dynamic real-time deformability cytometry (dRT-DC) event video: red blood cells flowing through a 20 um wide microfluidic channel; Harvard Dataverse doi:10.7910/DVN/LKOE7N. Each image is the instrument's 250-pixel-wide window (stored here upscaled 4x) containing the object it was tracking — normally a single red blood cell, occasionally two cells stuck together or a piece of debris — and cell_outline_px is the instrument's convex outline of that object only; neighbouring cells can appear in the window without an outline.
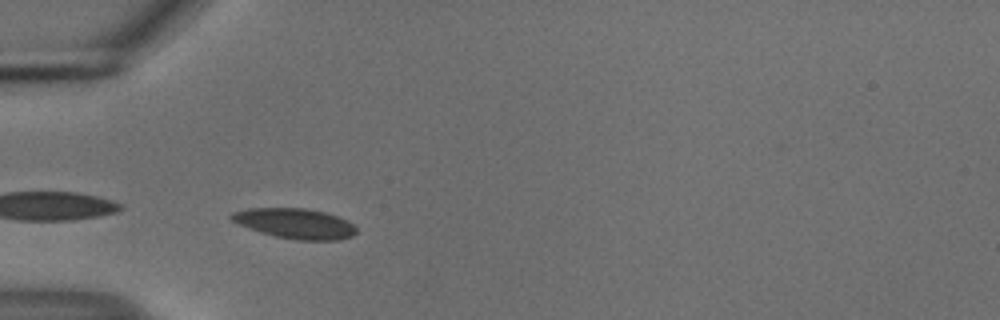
{"species": "common noctule bat (a hibernating species)", "species_latin": "Nyctalus noctula", "temperature_condition": "cold", "stored_images_in_passage": 39, "camera_frame_rate_fps": 3000, "um_per_image_px": 0.085, "animal": {"sex": "male", "body_mass_g": 18.8}, "frame": {"image": 1, "passage_image": 1, "time_ms": 0.0, "image_size_px": [1000, 320], "cell_outline_px": [[356, 232], [352, 236], [340, 240], [296, 240], [276, 236], [260, 232], [248, 228], [232, 220], [228, 216], [232, 212], [248, 208], [308, 208], [324, 212], [348, 220], [356, 228]], "centroid_in_image_um": [25.08, 18.99], "position_along_channel_um": 59.9, "area_um2": 21.96}}
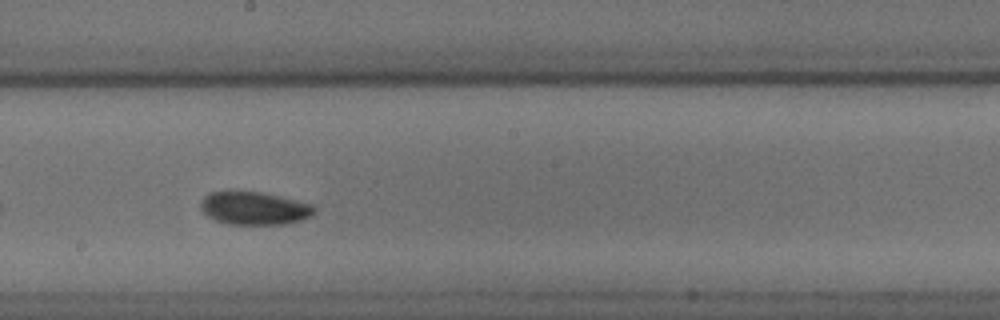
{"frame": {"image": 2, "passage_image": 15, "time_ms": 4.667, "image_size_px": [1000, 320], "cell_outline_px": [[316, 208], [312, 216], [288, 224], [224, 224], [208, 216], [200, 208], [200, 200], [204, 196], [212, 192], [260, 192], [280, 196], [312, 204]], "centroid_in_image_um": [21.62, 17.71], "position_along_channel_um": 226.6, "area_um2": 21.79}}
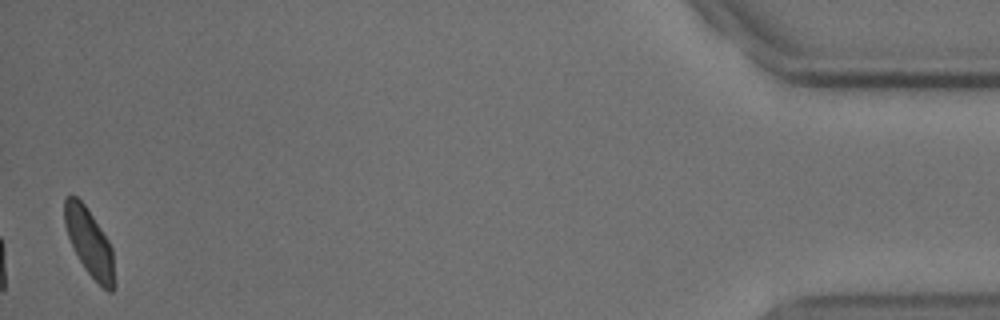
{"frame": {"image": 3, "passage_image": 38, "time_ms": 12.333, "image_size_px": [1000, 320], "cell_outline_px": [[116, 284], [112, 292], [108, 292], [84, 268], [68, 236], [64, 224], [64, 200], [68, 196], [76, 196], [84, 204], [108, 240], [112, 248]], "centroid_in_image_um": [7.62, 20.64], "position_along_channel_um": 427.6, "area_um2": 19.25}, "authors_computed_cell_mechanics": {"area_um2": 20.6924, "velocity_mm_per_s": 3.6913, "shape_relaxation_time_tau1_ms": 3.3755, "shape_relaxation_time_tau2_ms": null, "deformation_change_tau1": 0.0731, "deformation_change_tau2": null}}